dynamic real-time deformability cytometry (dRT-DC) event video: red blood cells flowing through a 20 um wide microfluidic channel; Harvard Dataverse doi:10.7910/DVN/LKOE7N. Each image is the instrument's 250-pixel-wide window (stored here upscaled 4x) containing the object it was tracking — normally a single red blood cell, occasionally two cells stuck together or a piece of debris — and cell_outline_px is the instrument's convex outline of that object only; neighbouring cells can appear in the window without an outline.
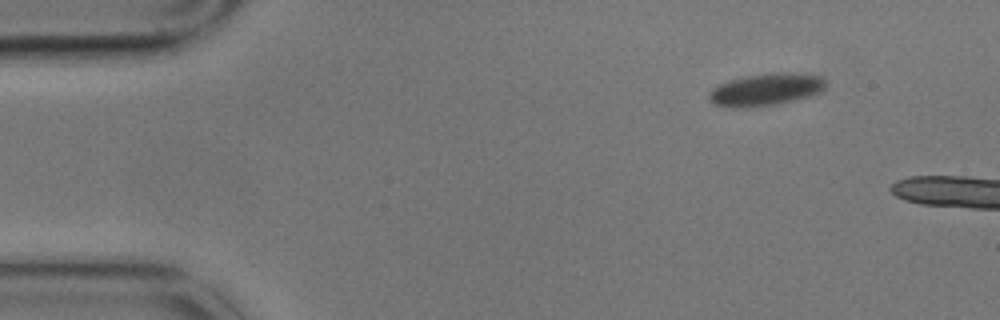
{"species": "common noctule bat (a hibernating species)", "species_latin": "Nyctalus noctula", "temperature_condition": "cold", "stored_images_in_passage": 2, "camera_frame_rate_fps": 3000, "um_per_image_px": 0.085, "animal": {"sex": "male", "body_mass_g": 17.9}, "frame": {"image": 1, "passage_image": 1, "time_ms": 0.0, "image_size_px": [1000, 320], "cell_outline_px": [[824, 88], [820, 92], [808, 96], [776, 104], [740, 108], [732, 108], [716, 104], [708, 96], [708, 92], [712, 88], [728, 80], [748, 76], [780, 72], [796, 72], [820, 76], [824, 80]], "centroid_in_image_um": [65.08, 7.6], "position_along_channel_um": 19.9, "area_um2": 21.62}}